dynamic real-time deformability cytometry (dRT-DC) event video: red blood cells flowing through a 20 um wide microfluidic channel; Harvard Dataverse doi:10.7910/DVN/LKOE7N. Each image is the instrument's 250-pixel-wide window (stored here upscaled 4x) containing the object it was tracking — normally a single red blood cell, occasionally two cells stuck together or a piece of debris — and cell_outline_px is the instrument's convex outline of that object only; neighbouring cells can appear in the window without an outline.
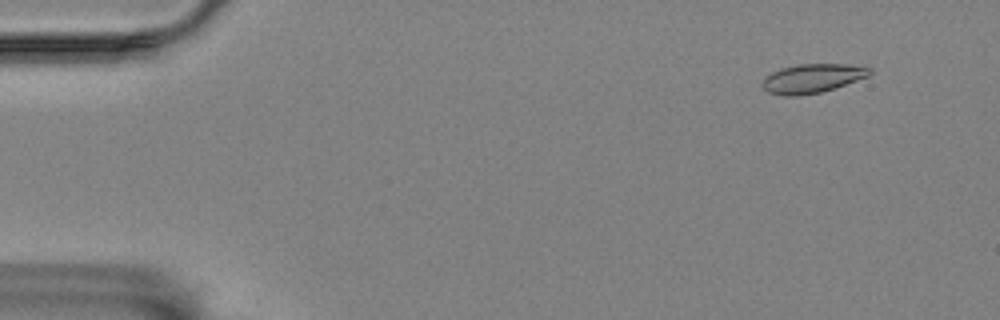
{"species": "Egyptian fruit bat (a non-hibernating species)", "species_latin": "Rousettus aegyptiacus", "temperature_condition": "room temperature", "stored_images_in_passage": 57, "camera_frame_rate_fps": 3000, "um_per_image_px": 0.085, "animal": {"sex": "female"}, "frame": {"image": 1, "passage_image": 5, "time_ms": 1.333, "image_size_px": [1000, 320], "cell_outline_px": [[872, 72], [868, 76], [820, 92], [800, 96], [784, 96], [768, 92], [760, 84], [772, 72], [780, 68], [800, 64], [848, 64], [872, 68]], "centroid_in_image_um": [69.03, 6.66], "position_along_channel_um": 16.0, "area_um2": 17.92}}
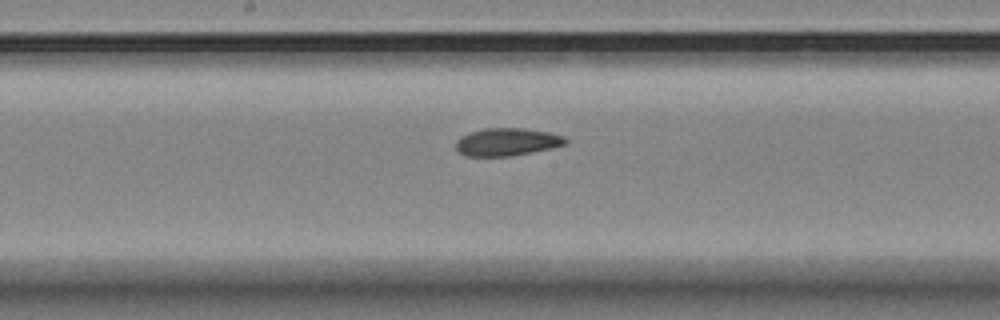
{"frame": {"image": 2, "passage_image": 30, "time_ms": 9.667, "image_size_px": [1000, 320], "cell_outline_px": [[568, 144], [552, 148], [512, 156], [464, 156], [456, 148], [456, 140], [460, 136], [484, 128], [520, 128], [548, 132], [564, 136], [568, 140]], "centroid_in_image_um": [43.11, 12.07], "position_along_channel_um": 205.1, "area_um2": 17.74}}
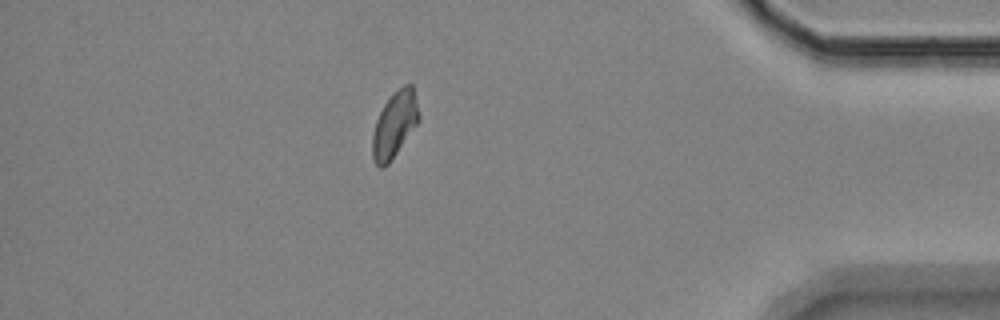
{"frame": {"image": 3, "passage_image": 50, "time_ms": 16.333, "image_size_px": [1000, 320], "cell_outline_px": [[420, 120], [388, 164], [384, 168], [380, 168], [372, 160], [372, 136], [376, 120], [384, 104], [404, 84], [412, 84], [420, 116]], "centroid_in_image_um": [33.53, 10.63], "position_along_channel_um": 401.7, "area_um2": 17.57}, "authors_computed_cell_mechanics": {"area_um2": 18.0336, "velocity_mm_per_s": 3.5104, "shape_relaxation_time_tau1_ms": 4.5717, "shape_relaxation_time_tau2_ms": 2.5635, "deformation_change_tau1": 0.1156, "deformation_change_tau2": 0.0721}}